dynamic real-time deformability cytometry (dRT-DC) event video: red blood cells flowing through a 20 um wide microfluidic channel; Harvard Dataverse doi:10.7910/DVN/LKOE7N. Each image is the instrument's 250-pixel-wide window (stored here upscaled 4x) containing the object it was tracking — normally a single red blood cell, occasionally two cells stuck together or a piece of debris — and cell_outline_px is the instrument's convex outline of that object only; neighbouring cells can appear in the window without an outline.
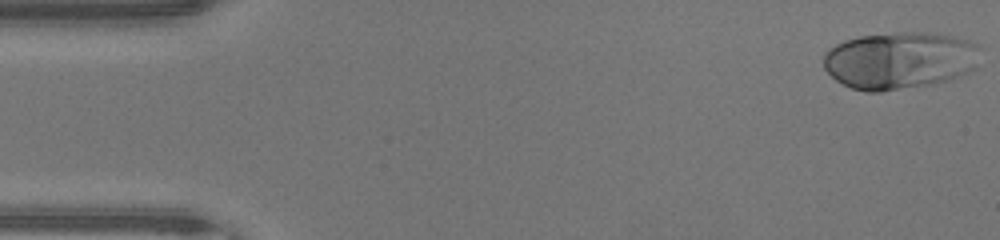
{"species": "human", "species_latin": "Homo sapiens", "temperature_condition": "warm", "stored_images_in_passage": 47, "camera_frame_rate_fps": 3000, "um_per_image_px": 0.085, "donor": {"sex": "male"}, "frame": {"image": 1, "passage_image": 1, "time_ms": 0.0, "image_size_px": [1000, 240], "cell_outline_px": [[980, 48], [976, 68], [948, 80], [932, 84], [880, 92], [868, 92], [852, 88], [836, 80], [824, 68], [824, 52], [836, 44], [844, 40], [860, 36], [900, 32], [928, 32], [952, 36], [968, 40], [976, 44]], "centroid_in_image_um": [76.47, 5.13], "position_along_channel_um": 8.5, "area_um2": 52.37}}
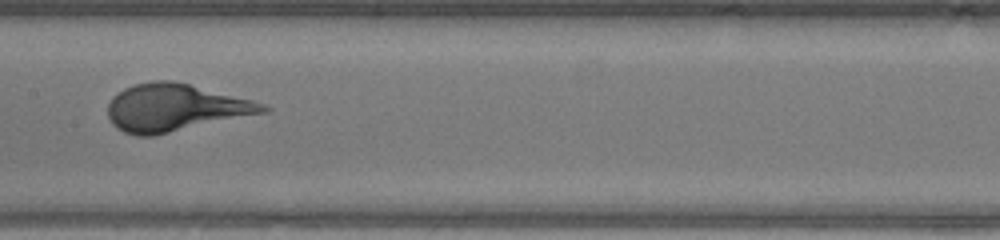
{"frame": {"image": 2, "passage_image": 23, "time_ms": 7.333, "image_size_px": [1000, 240], "cell_outline_px": [[272, 108], [268, 112], [152, 136], [136, 136], [124, 132], [116, 128], [112, 124], [108, 116], [108, 104], [112, 96], [124, 88], [136, 84], [152, 80], [172, 80], [252, 100], [264, 104]], "centroid_in_image_um": [14.86, 9.16], "position_along_channel_um": 192.5, "area_um2": 42.71}}
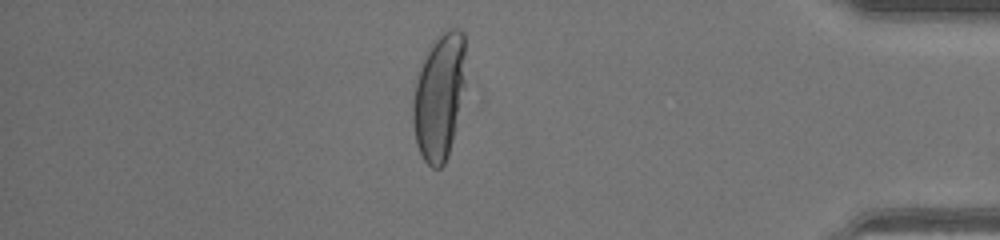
{"frame": {"image": 3, "passage_image": 40, "time_ms": 13.0, "image_size_px": [1000, 240], "cell_outline_px": [[464, 84], [452, 140], [448, 156], [444, 164], [440, 168], [432, 168], [424, 160], [416, 144], [412, 120], [412, 104], [416, 80], [424, 56], [432, 40], [440, 32], [448, 28], [460, 28], [464, 32]], "centroid_in_image_um": [37.3, 8.16], "position_along_channel_um": 397.9, "area_um2": 38.73}}